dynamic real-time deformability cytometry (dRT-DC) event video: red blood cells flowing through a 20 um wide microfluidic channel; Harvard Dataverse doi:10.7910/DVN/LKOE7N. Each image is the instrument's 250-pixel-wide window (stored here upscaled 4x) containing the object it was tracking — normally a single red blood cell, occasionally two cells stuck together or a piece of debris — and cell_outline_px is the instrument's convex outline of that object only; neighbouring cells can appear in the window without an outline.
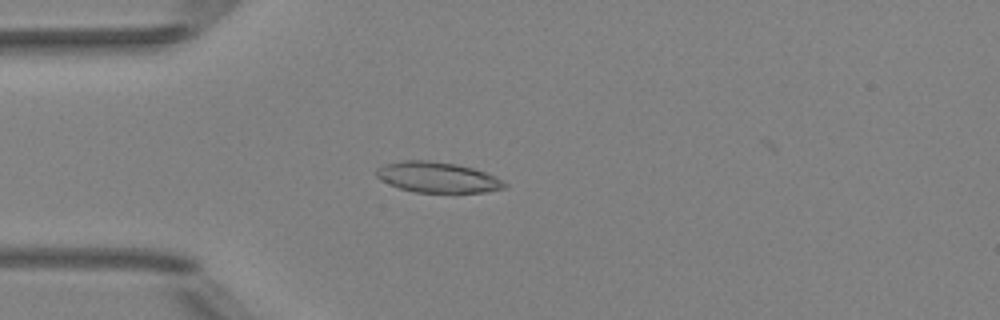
{"species": "Egyptian fruit bat (a non-hibernating species)", "species_latin": "Rousettus aegyptiacus", "temperature_condition": "room temperature", "stored_images_in_passage": 4, "camera_frame_rate_fps": 3000, "um_per_image_px": 0.085, "animal": {"sex": "female"}, "frame": {"image": 1, "passage_image": 3, "time_ms": 0.667, "image_size_px": [1000, 320], "cell_outline_px": [[508, 184], [504, 188], [484, 192], [412, 192], [400, 188], [380, 180], [376, 176], [376, 168], [388, 164], [404, 160], [428, 160], [456, 164], [472, 168], [496, 176]], "centroid_in_image_um": [37.19, 15.07], "position_along_channel_um": 47.8, "area_um2": 22.66}}